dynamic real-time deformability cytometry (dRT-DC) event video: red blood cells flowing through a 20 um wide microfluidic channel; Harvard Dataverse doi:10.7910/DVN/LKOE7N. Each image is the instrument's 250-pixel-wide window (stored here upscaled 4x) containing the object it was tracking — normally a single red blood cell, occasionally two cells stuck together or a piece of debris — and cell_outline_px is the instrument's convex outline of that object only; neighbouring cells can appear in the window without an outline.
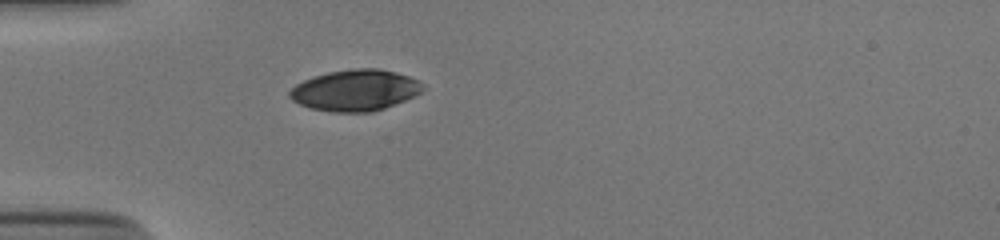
{"species": "human", "species_latin": "Homo sapiens", "temperature_condition": "cold", "stored_images_in_passage": 38, "camera_frame_rate_fps": 3000, "um_per_image_px": 0.085, "donor": {"sex": "male"}, "frame": {"image": 1, "passage_image": 1, "time_ms": 0.0, "image_size_px": [1000, 240], "cell_outline_px": [[424, 88], [420, 92], [404, 100], [384, 108], [372, 112], [332, 112], [312, 108], [300, 104], [292, 100], [288, 96], [288, 92], [296, 84], [304, 80], [328, 72], [352, 68], [380, 68], [396, 72], [408, 76], [416, 80]], "centroid_in_image_um": [30.16, 7.67], "position_along_channel_um": 54.8, "area_um2": 31.67}}
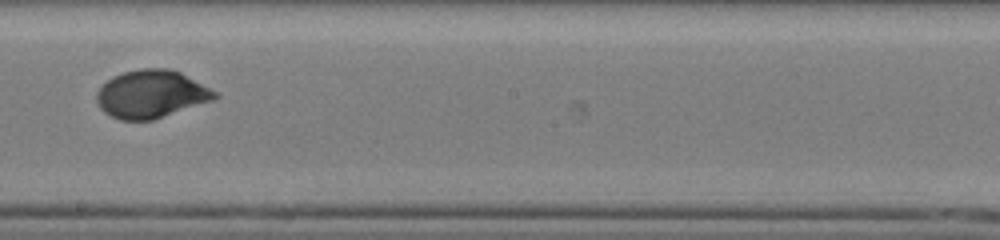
{"frame": {"image": 2, "passage_image": 16, "time_ms": 5.0, "image_size_px": [1000, 240], "cell_outline_px": [[220, 96], [212, 100], [152, 120], [120, 120], [104, 112], [100, 108], [96, 100], [96, 92], [112, 76], [124, 72], [140, 68], [168, 68], [180, 72], [216, 92]], "centroid_in_image_um": [12.82, 7.99], "position_along_channel_um": 235.4, "area_um2": 32.6}}
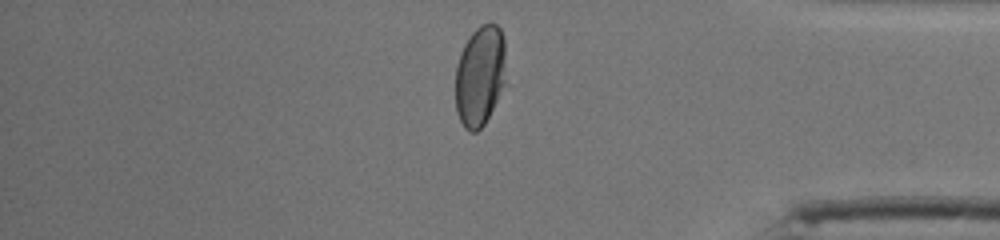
{"frame": {"image": 3, "passage_image": 30, "time_ms": 9.667, "image_size_px": [1000, 240], "cell_outline_px": [[504, 84], [484, 124], [476, 132], [468, 132], [464, 128], [456, 112], [456, 64], [464, 44], [472, 32], [480, 24], [496, 24], [500, 28], [504, 40]], "centroid_in_image_um": [40.77, 6.44], "position_along_channel_um": 394.4, "area_um2": 29.3}, "authors_computed_cell_mechanics": {"area_um2": 32.657, "velocity_mm_per_s": 3.8446, "shape_relaxation_time_tau1_ms": 5.1442, "shape_relaxation_time_tau2_ms": null, "deformation_change_tau1": 0.1698, "deformation_change_tau2": null}}